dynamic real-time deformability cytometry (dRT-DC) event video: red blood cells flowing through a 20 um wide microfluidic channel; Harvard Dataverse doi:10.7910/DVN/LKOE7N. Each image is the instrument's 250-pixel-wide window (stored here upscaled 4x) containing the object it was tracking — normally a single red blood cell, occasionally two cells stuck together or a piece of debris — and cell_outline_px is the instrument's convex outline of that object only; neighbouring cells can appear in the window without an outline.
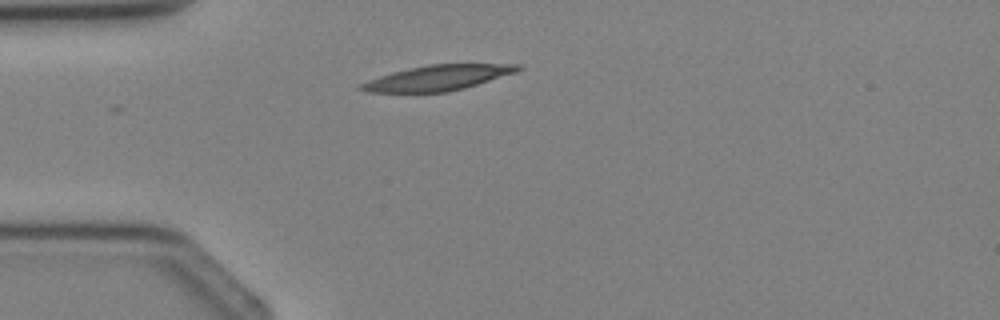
{"species": "Egyptian fruit bat (a non-hibernating species)", "species_latin": "Rousettus aegyptiacus", "temperature_condition": "cold", "stored_images_in_passage": 4, "camera_frame_rate_fps": 3000, "um_per_image_px": 0.085, "animal": {"sex": "female"}, "frame": {"image": 1, "passage_image": 4, "time_ms": 4.333, "image_size_px": [1000, 320], "cell_outline_px": [[524, 68], [516, 72], [464, 88], [448, 92], [368, 92], [356, 88], [360, 84], [368, 80], [392, 72], [408, 68], [428, 64], [520, 64]], "centroid_in_image_um": [37.2, 6.61], "position_along_channel_um": 47.8, "area_um2": 23.0}}